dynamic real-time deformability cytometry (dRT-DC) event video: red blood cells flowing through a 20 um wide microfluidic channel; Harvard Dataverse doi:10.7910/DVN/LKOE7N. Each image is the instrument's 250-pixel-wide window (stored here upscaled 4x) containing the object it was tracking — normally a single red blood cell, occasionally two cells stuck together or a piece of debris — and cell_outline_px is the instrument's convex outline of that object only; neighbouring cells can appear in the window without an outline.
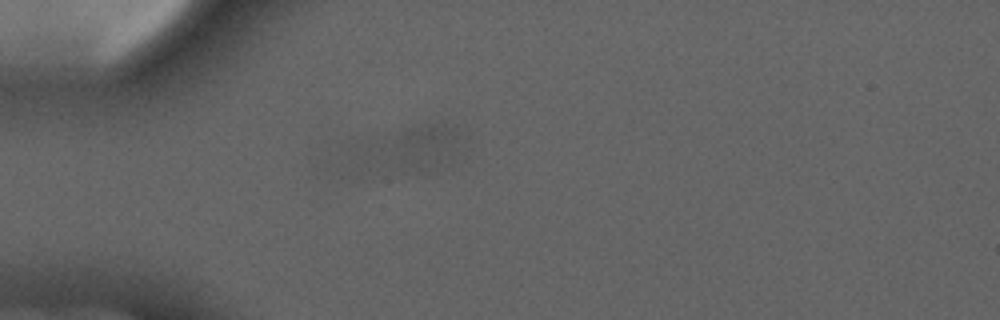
{"species": "common noctule bat (a hibernating species)", "species_latin": "Nyctalus noctula", "temperature_condition": "cold", "stored_images_in_passage": 6, "camera_frame_rate_fps": 3000, "um_per_image_px": 0.085, "animal": {"sex": "male", "forearm_length_mm": 52.5}, "frame": {"image": 1, "passage_image": 5, "time_ms": 4.667, "image_size_px": [1000, 320], "cell_outline_px": [[468, 136], [464, 152], [452, 160], [432, 172], [400, 172], [368, 168], [352, 152], [352, 148], [356, 144], [408, 128], [428, 124], [444, 124], [456, 128]], "centroid_in_image_um": [35.1, 12.66], "position_along_channel_um": 49.9, "area_um2": 29.02}}